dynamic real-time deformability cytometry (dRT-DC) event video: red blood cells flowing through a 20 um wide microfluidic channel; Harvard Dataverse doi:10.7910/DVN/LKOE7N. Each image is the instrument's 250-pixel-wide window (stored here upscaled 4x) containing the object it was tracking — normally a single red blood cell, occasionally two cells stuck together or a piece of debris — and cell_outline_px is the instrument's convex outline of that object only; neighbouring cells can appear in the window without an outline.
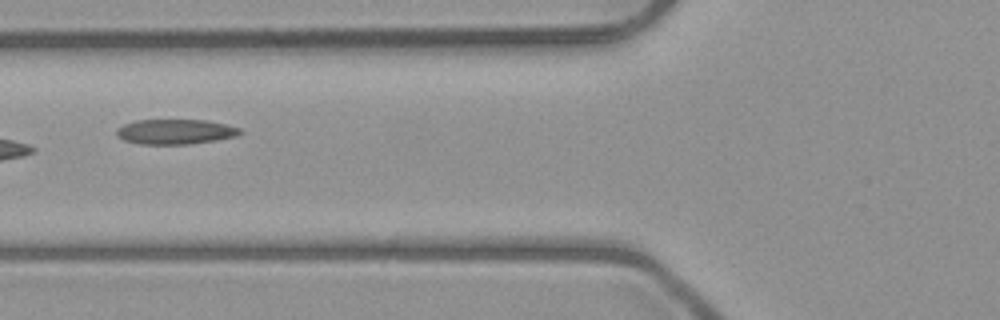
{"species": "common noctule bat (a hibernating species)", "species_latin": "Nyctalus noctula", "temperature_condition": "room temperature", "stored_images_in_passage": 7, "camera_frame_rate_fps": 3000, "um_per_image_px": 0.085, "animal": {"sex": "male", "body_mass_g": 23.1, "forearm_length_mm": 52.7}, "frame": {"image": 1, "passage_image": 6, "time_ms": 6.667, "image_size_px": [1000, 320], "cell_outline_px": [[244, 132], [236, 136], [216, 140], [188, 144], [140, 144], [124, 140], [116, 132], [116, 128], [124, 124], [136, 120], [208, 120], [240, 128]], "centroid_in_image_um": [14.92, 11.19], "position_along_channel_um": 110.9, "area_um2": 17.92}}
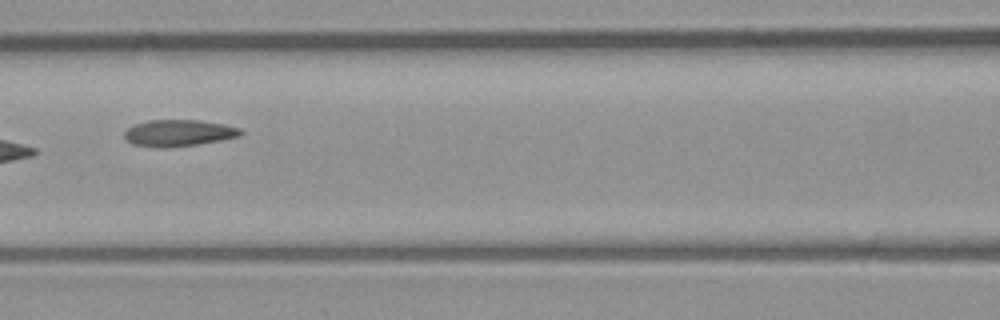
{"frame": {"image": 2, "passage_image": 7, "time_ms": 7.667, "image_size_px": [1000, 320], "cell_outline_px": [[244, 132], [240, 136], [220, 140], [196, 144], [132, 144], [124, 136], [124, 132], [128, 128], [136, 124], [148, 120], [200, 120], [224, 124], [240, 128]], "centroid_in_image_um": [15.27, 11.24], "position_along_channel_um": 151.3, "area_um2": 16.94}}